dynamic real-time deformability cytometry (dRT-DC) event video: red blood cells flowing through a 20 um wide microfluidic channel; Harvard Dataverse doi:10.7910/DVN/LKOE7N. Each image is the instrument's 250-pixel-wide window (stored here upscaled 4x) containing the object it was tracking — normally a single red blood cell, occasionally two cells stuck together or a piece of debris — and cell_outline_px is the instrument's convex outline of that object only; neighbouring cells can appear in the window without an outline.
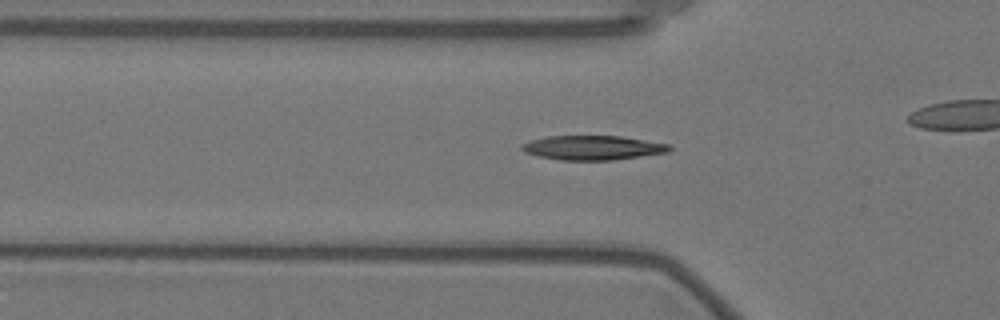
{"species": "Egyptian fruit bat (a non-hibernating species)", "species_latin": "Rousettus aegyptiacus", "temperature_condition": "warm", "stored_images_in_passage": 38, "camera_frame_rate_fps": 3000, "um_per_image_px": 0.085, "animal": {"sex": "female"}, "frame": {"image": 1, "passage_image": 7, "time_ms": 2.0, "image_size_px": [1000, 320], "cell_outline_px": [[672, 148], [668, 152], [612, 160], [560, 160], [540, 156], [524, 152], [520, 148], [520, 144], [532, 140], [548, 136], [620, 136], [668, 144]], "centroid_in_image_um": [50.35, 12.55], "position_along_channel_um": 75.5, "area_um2": 20.75}}
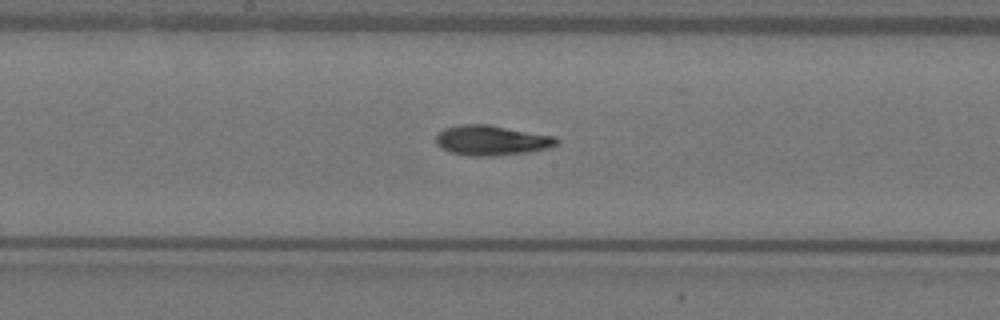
{"frame": {"image": 2, "passage_image": 18, "time_ms": 5.667, "image_size_px": [1000, 320], "cell_outline_px": [[560, 140], [556, 144], [548, 148], [528, 152], [492, 156], [472, 156], [452, 152], [440, 148], [436, 144], [436, 132], [444, 128], [460, 124], [488, 124], [556, 136]], "centroid_in_image_um": [41.76, 11.92], "position_along_channel_um": 206.4, "area_um2": 21.27}}
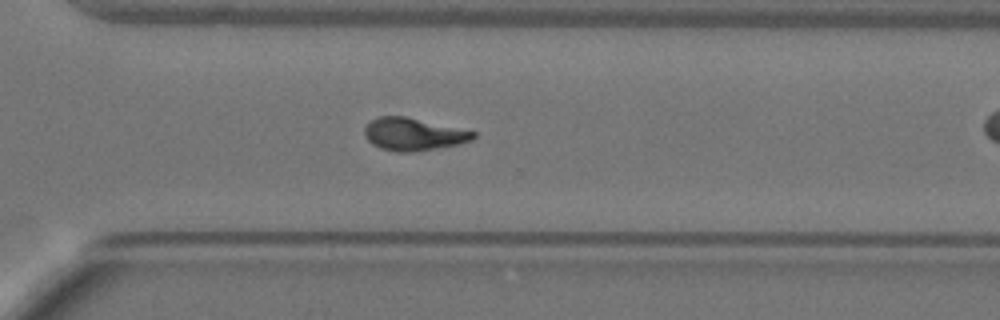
{"frame": {"image": 3, "passage_image": 29, "time_ms": 9.333, "image_size_px": [1000, 320], "cell_outline_px": [[476, 136], [472, 140], [460, 144], [412, 152], [396, 152], [380, 148], [372, 144], [364, 136], [364, 128], [376, 116], [408, 116], [476, 132]], "centroid_in_image_um": [35.13, 11.4], "position_along_channel_um": 335.5, "area_um2": 20.75}, "authors_computed_cell_mechanics": {"area_um2": 20.4323, "velocity_mm_per_s": 3.5386, "shape_relaxation_time_tau1_ms": 9.3356, "shape_relaxation_time_tau2_ms": 4.8143, "deformation_change_tau1": 0.2715, "deformation_change_tau2": 0.0997}}